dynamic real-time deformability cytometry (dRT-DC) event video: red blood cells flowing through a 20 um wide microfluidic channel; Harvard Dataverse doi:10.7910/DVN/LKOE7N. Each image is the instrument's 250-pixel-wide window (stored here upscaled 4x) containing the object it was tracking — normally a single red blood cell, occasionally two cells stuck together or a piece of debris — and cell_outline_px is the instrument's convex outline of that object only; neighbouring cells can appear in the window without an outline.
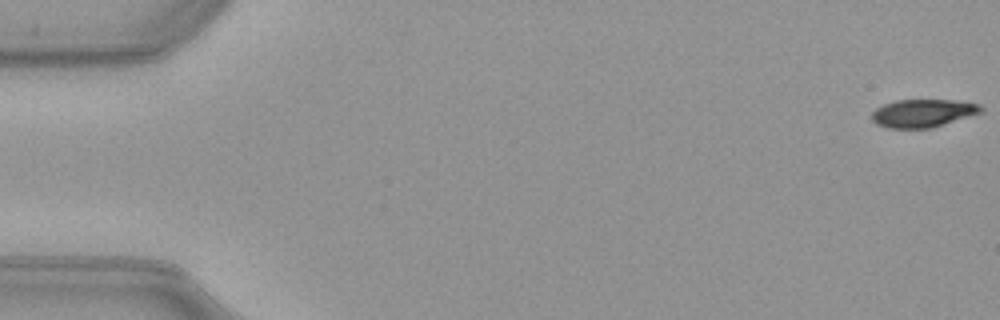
{"species": "common noctule bat (a hibernating species)", "species_latin": "Nyctalus noctula", "temperature_condition": "warm", "stored_images_in_passage": 52, "camera_frame_rate_fps": 3000, "um_per_image_px": 0.085, "animal": {"sex": "female", "body_mass_g": 21.9}, "frame": {"image": 1, "passage_image": 1, "time_ms": 0.0, "image_size_px": [1000, 320], "cell_outline_px": [[984, 112], [932, 128], [888, 128], [876, 124], [872, 120], [872, 112], [876, 108], [884, 104], [896, 100], [956, 100], [980, 104], [984, 108]], "centroid_in_image_um": [78.48, 9.62], "position_along_channel_um": 6.5, "area_um2": 17.98}}
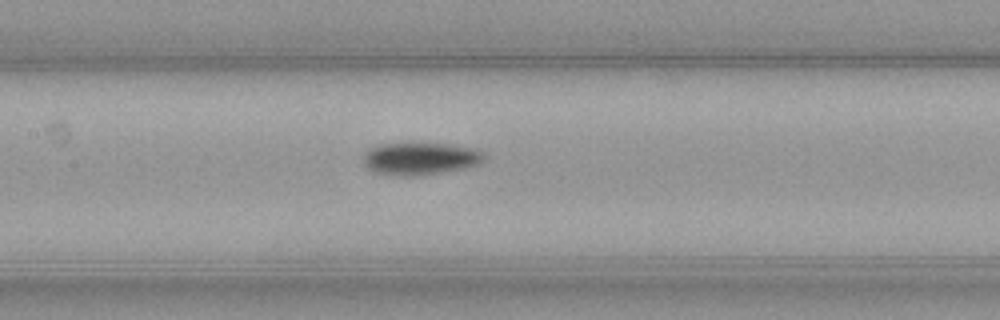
{"frame": {"image": 2, "passage_image": 25, "time_ms": 8.0, "image_size_px": [1000, 320], "cell_outline_px": [[484, 160], [480, 164], [464, 168], [424, 176], [396, 176], [372, 172], [364, 164], [364, 156], [372, 148], [380, 144], [448, 144], [472, 148], [480, 152], [484, 156]], "centroid_in_image_um": [35.72, 13.52], "position_along_channel_um": 171.7, "area_um2": 22.66}}
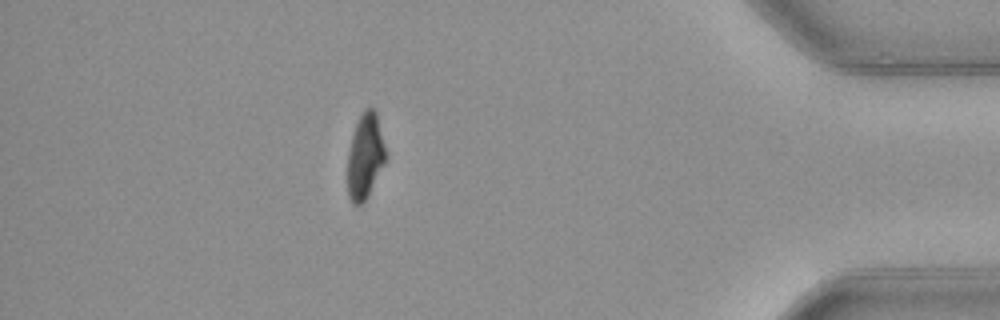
{"frame": {"image": 3, "passage_image": 46, "time_ms": 15.0, "image_size_px": [1000, 320], "cell_outline_px": [[388, 156], [368, 196], [360, 204], [352, 204], [348, 196], [348, 152], [352, 136], [356, 124], [364, 108], [372, 108], [376, 112]], "centroid_in_image_um": [31.05, 13.28], "position_along_channel_um": 404.1, "area_um2": 18.9}, "authors_computed_cell_mechanics": {"area_um2": 20.808, "velocity_mm_per_s": 4.0141, "shape_relaxation_time_tau1_ms": 2.8456, "shape_relaxation_time_tau2_ms": null, "deformation_change_tau1": 0.138, "deformation_change_tau2": null}}